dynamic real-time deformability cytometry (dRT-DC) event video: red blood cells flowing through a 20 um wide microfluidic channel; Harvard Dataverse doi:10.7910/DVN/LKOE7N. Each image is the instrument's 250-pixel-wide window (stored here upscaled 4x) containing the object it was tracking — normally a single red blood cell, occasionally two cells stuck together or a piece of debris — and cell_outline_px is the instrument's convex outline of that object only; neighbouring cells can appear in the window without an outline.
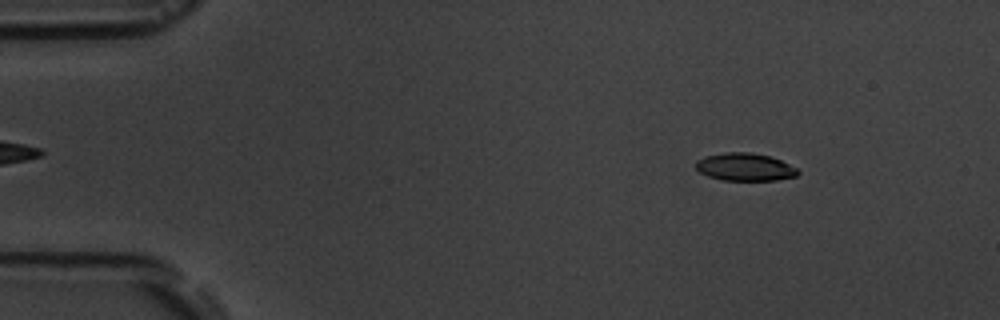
{"species": "common noctule bat (a hibernating species)", "species_latin": "Nyctalus noctula", "temperature_condition": "room temperature", "stored_images_in_passage": 15, "camera_frame_rate_fps": 3000, "um_per_image_px": 0.085, "animal": {"sex": "male", "body_mass_g": 19.5, "forearm_length_mm": 54.6}, "frame": {"image": 1, "passage_image": 2, "time_ms": 1.0, "image_size_px": [1000, 320], "cell_outline_px": [[800, 172], [796, 176], [776, 180], [724, 180], [708, 176], [700, 172], [696, 168], [696, 160], [704, 156], [724, 152], [752, 152], [768, 156], [780, 160], [796, 168]], "centroid_in_image_um": [63.29, 14.19], "position_along_channel_um": 21.7, "area_um2": 16.42}}
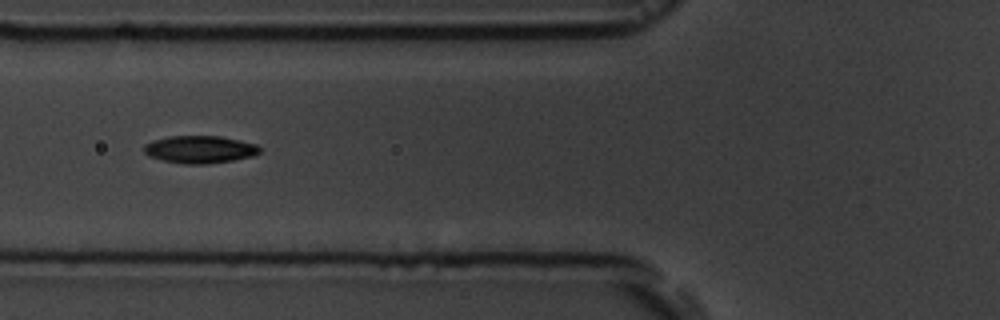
{"frame": {"image": 2, "passage_image": 6, "time_ms": 5.667, "image_size_px": [1000, 320], "cell_outline_px": [[260, 152], [252, 156], [232, 160], [208, 164], [184, 164], [160, 160], [148, 156], [144, 152], [144, 144], [152, 140], [168, 136], [220, 136], [240, 140], [256, 144], [260, 148]], "centroid_in_image_um": [16.94, 12.7], "position_along_channel_um": 108.9, "area_um2": 18.67}}
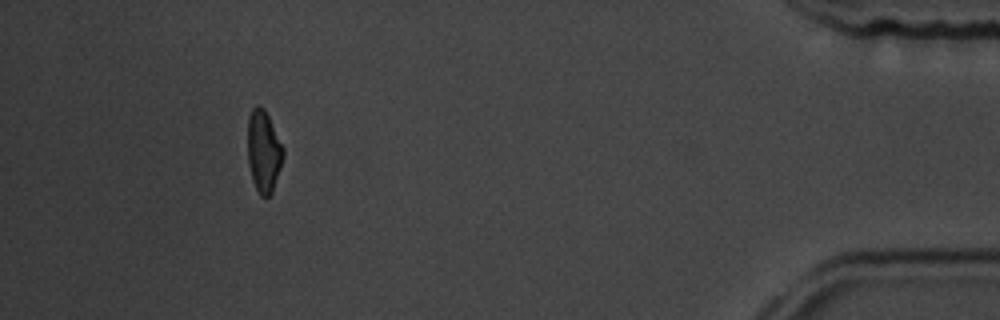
{"frame": {"image": 3, "passage_image": 14, "time_ms": 15.667, "image_size_px": [1000, 320], "cell_outline_px": [[284, 156], [272, 192], [268, 196], [260, 196], [252, 180], [248, 164], [248, 116], [252, 108], [256, 104], [260, 104], [264, 108], [284, 148]], "centroid_in_image_um": [22.4, 12.83], "position_along_channel_um": 412.8, "area_um2": 16.99}, "authors_computed_cell_mechanics": {"area_um2": 17.5712, "velocity_mm_per_s": 3.6592, "shape_relaxation_time_tau1_ms": 2.0112, "shape_relaxation_time_tau2_ms": null, "deformation_change_tau1": 0.0869, "deformation_change_tau2": null}}